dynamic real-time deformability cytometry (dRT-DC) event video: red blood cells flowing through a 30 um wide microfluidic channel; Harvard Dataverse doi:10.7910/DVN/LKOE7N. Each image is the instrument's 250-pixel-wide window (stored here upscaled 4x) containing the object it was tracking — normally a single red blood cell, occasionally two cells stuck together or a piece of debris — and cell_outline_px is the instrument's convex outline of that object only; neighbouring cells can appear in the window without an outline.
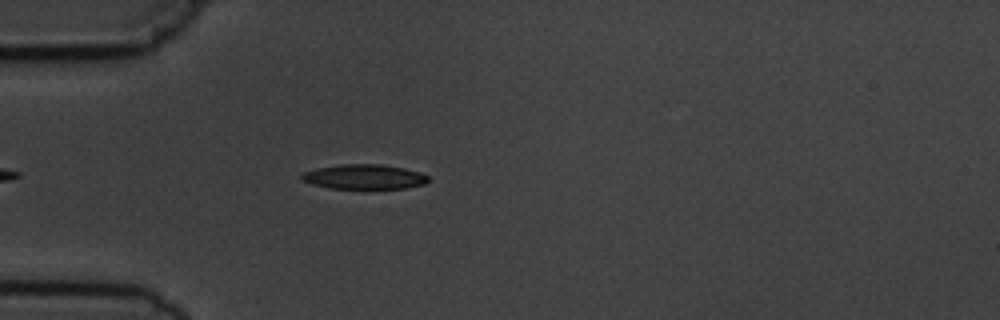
{"species": "common noctule bat (a hibernating species)", "species_latin": "Nyctalus noctula", "temperature_condition": "cold", "stored_images_in_passage": 4, "camera_frame_rate_fps": 3000, "um_per_image_px": 0.085, "animal": {"sex": "male", "body_mass_g": 19.5, "forearm_length_mm": 54.6}, "frame": {"image": 1, "passage_image": 4, "time_ms": 3.333, "image_size_px": [1000, 320], "cell_outline_px": [[428, 180], [424, 184], [404, 188], [332, 188], [312, 184], [300, 180], [300, 176], [304, 172], [316, 168], [340, 164], [380, 164], [404, 168], [428, 176]], "centroid_in_image_um": [30.9, 15.02], "position_along_channel_um": 54.1, "area_um2": 18.03}}